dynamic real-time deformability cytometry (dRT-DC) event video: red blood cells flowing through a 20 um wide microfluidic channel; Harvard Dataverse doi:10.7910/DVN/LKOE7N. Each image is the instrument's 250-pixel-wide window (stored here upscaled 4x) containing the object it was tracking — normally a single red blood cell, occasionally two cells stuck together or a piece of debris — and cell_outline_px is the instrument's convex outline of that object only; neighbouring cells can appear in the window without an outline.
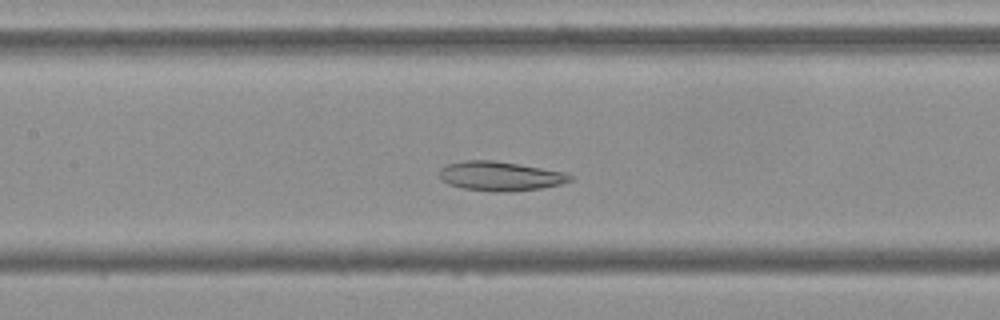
{"species": "Egyptian fruit bat (a non-hibernating species)", "species_latin": "Rousettus aegyptiacus", "temperature_condition": "cold", "stored_images_in_passage": 53, "camera_frame_rate_fps": 3000, "um_per_image_px": 0.085, "frame": {"image": 1, "passage_image": 23, "time_ms": 7.333, "image_size_px": [1000, 320], "cell_outline_px": [[572, 180], [560, 184], [540, 188], [500, 192], [496, 192], [464, 188], [448, 184], [440, 180], [440, 168], [448, 164], [464, 160], [492, 160], [568, 172], [572, 176]], "centroid_in_image_um": [42.51, 14.96], "position_along_channel_um": 164.9, "area_um2": 22.2}}
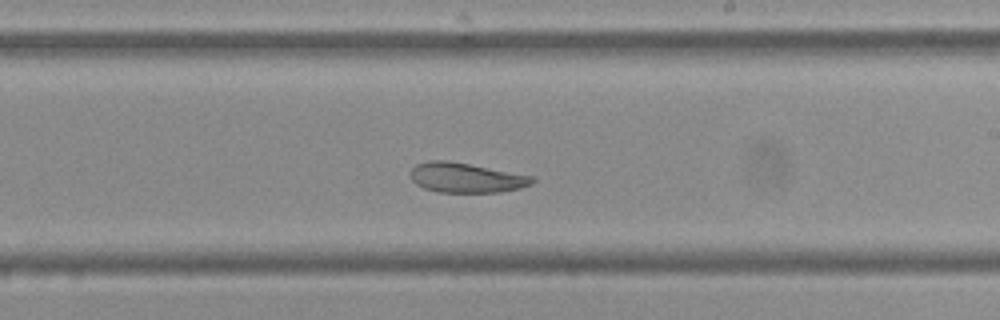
{"frame": {"image": 2, "passage_image": 30, "time_ms": 9.667, "image_size_px": [1000, 320], "cell_outline_px": [[536, 180], [532, 184], [520, 188], [500, 192], [436, 192], [424, 188], [416, 184], [412, 180], [412, 168], [416, 164], [428, 160], [448, 160], [536, 176]], "centroid_in_image_um": [39.66, 15.1], "position_along_channel_um": 249.3, "area_um2": 21.33}}
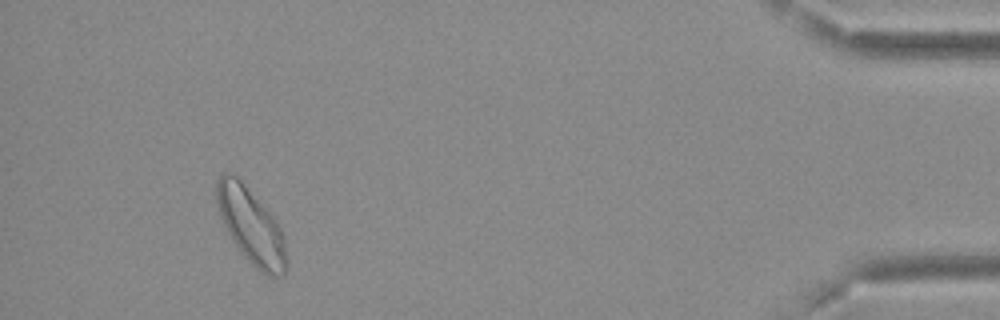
{"frame": {"image": 3, "passage_image": 49, "time_ms": 16.0, "image_size_px": [1000, 320], "cell_outline_px": [[288, 268], [284, 276], [268, 276], [260, 272], [244, 256], [232, 240], [220, 216], [216, 200], [216, 180], [224, 172], [232, 172], [268, 208], [276, 220], [280, 228], [284, 240], [288, 264]], "centroid_in_image_um": [21.36, 19.21], "position_along_channel_um": 413.8, "area_um2": 30.98}, "authors_computed_cell_mechanics": {"area_um2": 25.721, "velocity_mm_per_s": 3.6399, "shape_relaxation_time_tau1_ms": 8.7627, "shape_relaxation_time_tau2_ms": 3.9449, "deformation_change_tau1": 0.1343, "deformation_change_tau2": 0.1013}}